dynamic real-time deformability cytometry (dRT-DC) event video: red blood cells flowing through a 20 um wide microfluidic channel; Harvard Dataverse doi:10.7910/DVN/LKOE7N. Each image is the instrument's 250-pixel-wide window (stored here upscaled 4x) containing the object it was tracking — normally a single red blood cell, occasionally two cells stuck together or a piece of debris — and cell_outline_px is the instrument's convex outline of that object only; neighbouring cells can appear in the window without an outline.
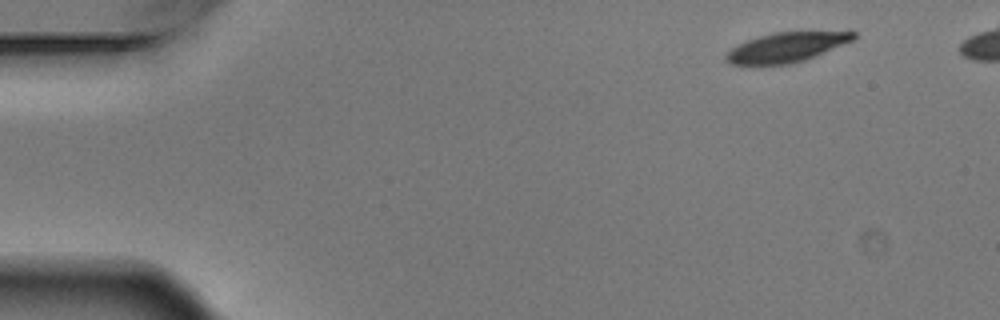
{"species": "Egyptian fruit bat (a non-hibernating species)", "species_latin": "Rousettus aegyptiacus", "temperature_condition": "warm", "stored_images_in_passage": 5, "camera_frame_rate_fps": 3000, "um_per_image_px": 0.085, "animal": {"sex": "male"}, "frame": {"image": 1, "passage_image": 1, "time_ms": 0.0, "image_size_px": [1000, 320], "cell_outline_px": [[856, 36], [852, 40], [804, 60], [788, 64], [732, 64], [724, 56], [732, 48], [756, 36], [772, 32], [856, 32]], "centroid_in_image_um": [66.81, 4.01], "position_along_channel_um": 18.2, "area_um2": 21.33}}